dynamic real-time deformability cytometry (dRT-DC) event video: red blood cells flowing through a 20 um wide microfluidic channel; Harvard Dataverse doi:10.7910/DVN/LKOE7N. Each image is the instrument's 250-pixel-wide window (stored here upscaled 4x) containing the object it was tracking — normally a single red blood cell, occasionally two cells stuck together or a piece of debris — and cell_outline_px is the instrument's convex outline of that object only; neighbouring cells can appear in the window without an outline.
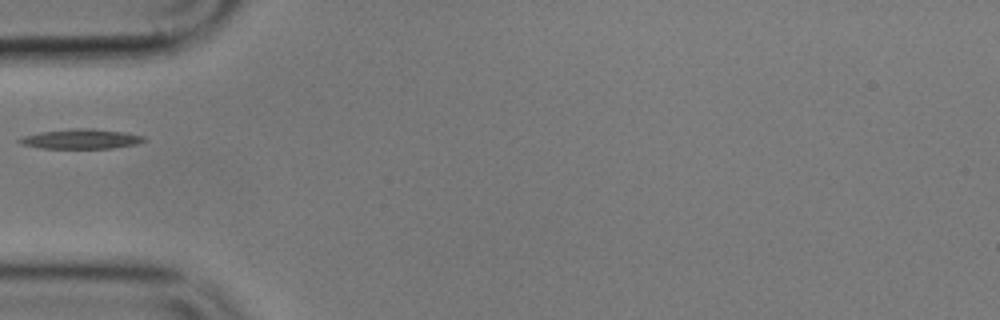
{"species": "common noctule bat (a hibernating species)", "species_latin": "Nyctalus noctula", "temperature_condition": "cold", "stored_images_in_passage": 38, "camera_frame_rate_fps": 3000, "um_per_image_px": 0.085, "animal": {"sex": "male", "body_mass_g": 17.9}, "frame": {"image": 1, "passage_image": 1, "time_ms": 0.0, "image_size_px": [1000, 320], "cell_outline_px": [[148, 140], [136, 144], [112, 148], [40, 148], [20, 144], [16, 140], [24, 136], [40, 132], [72, 128], [92, 128], [124, 132], [144, 136]], "centroid_in_image_um": [6.89, 11.81], "position_along_channel_um": 78.1, "area_um2": 14.39}}